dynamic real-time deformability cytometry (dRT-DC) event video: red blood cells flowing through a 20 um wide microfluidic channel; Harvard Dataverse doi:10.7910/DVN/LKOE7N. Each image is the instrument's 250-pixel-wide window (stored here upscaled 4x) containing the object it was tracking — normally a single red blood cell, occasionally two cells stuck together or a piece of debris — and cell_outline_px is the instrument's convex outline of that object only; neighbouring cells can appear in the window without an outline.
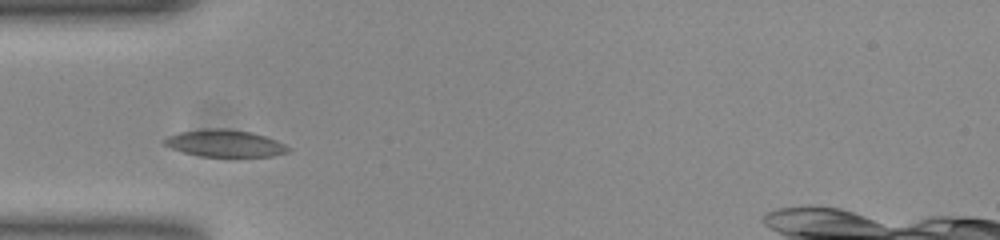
{"species": "common noctule bat (a hibernating species)", "species_latin": "Nyctalus noctula", "temperature_condition": "room temperature", "stored_images_in_passage": 30, "camera_frame_rate_fps": 3000, "um_per_image_px": 0.085, "animal": {"sex": "female", "body_mass_g": 23.0, "forearm_length_mm": 53.4}, "frame": {"image": 1, "passage_image": 1, "time_ms": 0.0, "image_size_px": [1000, 240], "cell_outline_px": [[292, 148], [288, 152], [272, 156], [236, 160], [200, 156], [184, 152], [172, 148], [164, 144], [164, 140], [168, 136], [180, 132], [204, 128], [224, 128], [252, 132], [276, 140]], "centroid_in_image_um": [19.18, 12.23], "position_along_channel_um": 65.8, "area_um2": 20.4}}
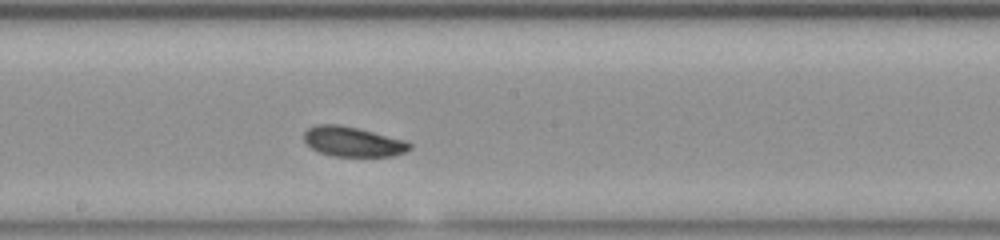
{"frame": {"image": 2, "passage_image": 13, "time_ms": 4.0, "image_size_px": [1000, 240], "cell_outline_px": [[412, 148], [404, 152], [392, 156], [332, 156], [320, 152], [312, 148], [304, 140], [304, 132], [308, 128], [316, 124], [336, 124], [356, 128], [404, 140], [412, 144]], "centroid_in_image_um": [29.97, 12.04], "position_along_channel_um": 218.2, "area_um2": 18.15}}
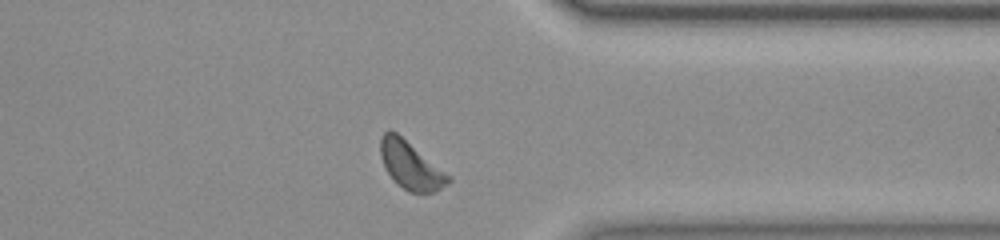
{"frame": {"image": 3, "passage_image": 26, "time_ms": 8.333, "image_size_px": [1000, 240], "cell_outline_px": [[452, 180], [448, 184], [432, 192], [408, 192], [392, 180], [384, 168], [380, 156], [380, 136], [384, 132], [396, 132], [452, 176]], "centroid_in_image_um": [34.9, 14.07], "position_along_channel_um": 376.5, "area_um2": 18.9}, "authors_computed_cell_mechanics": {"area_um2": 18.4093, "velocity_mm_per_s": 3.8178, "shape_relaxation_time_tau1_ms": 6.5934, "shape_relaxation_time_tau2_ms": 3.7104, "deformation_change_tau1": 0.1027, "deformation_change_tau2": 0.0927}}